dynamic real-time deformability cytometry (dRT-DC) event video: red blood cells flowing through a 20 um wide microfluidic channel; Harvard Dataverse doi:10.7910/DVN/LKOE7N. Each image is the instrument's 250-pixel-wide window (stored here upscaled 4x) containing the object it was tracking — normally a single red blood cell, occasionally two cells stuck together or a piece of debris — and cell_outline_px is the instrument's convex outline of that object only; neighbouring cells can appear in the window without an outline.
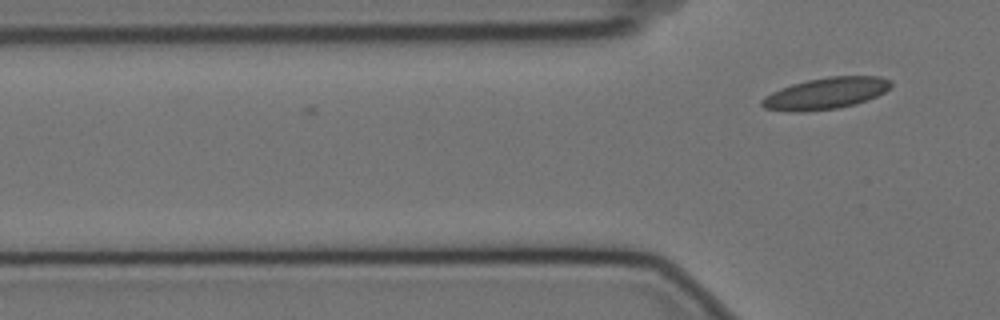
{"species": "Egyptian fruit bat (a non-hibernating species)", "species_latin": "Rousettus aegyptiacus", "temperature_condition": "cold", "stored_images_in_passage": 5, "camera_frame_rate_fps": 3000, "um_per_image_px": 0.085, "animal": {"sex": "female"}, "frame": {"image": 1, "passage_image": 5, "time_ms": 1.333, "image_size_px": [1000, 320], "cell_outline_px": [[892, 84], [884, 92], [868, 100], [856, 104], [836, 108], [804, 112], [788, 112], [764, 108], [760, 104], [760, 100], [764, 96], [780, 88], [792, 84], [808, 80], [828, 76], [880, 76], [888, 80]], "centroid_in_image_um": [70.14, 7.94], "position_along_channel_um": 55.7, "area_um2": 23.76}}